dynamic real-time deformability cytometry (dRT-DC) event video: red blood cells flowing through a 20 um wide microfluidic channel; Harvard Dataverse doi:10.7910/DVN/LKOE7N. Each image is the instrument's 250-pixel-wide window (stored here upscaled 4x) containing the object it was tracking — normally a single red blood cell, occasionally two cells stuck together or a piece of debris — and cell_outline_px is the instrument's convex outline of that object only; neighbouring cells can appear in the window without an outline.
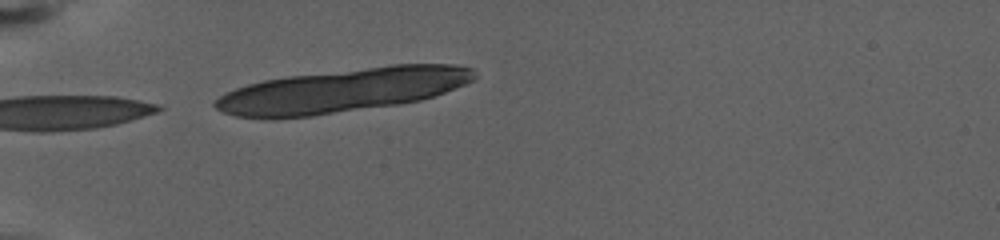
{"species": "human", "species_latin": "Homo sapiens", "temperature_condition": "warm", "stored_images_in_passage": 7, "segment_of_instrument_passage": [1, 2], "camera_frame_rate_fps": 3000, "um_per_image_px": 0.085, "donor": {"sex": "female"}, "frame": {"image": 1, "passage_image": 1, "time_ms": 0.0, "image_size_px": [1000, 240], "cell_outline_px": [[476, 76], [472, 80], [464, 84], [444, 92], [420, 100], [400, 104], [312, 116], [272, 120], [236, 116], [224, 112], [216, 108], [212, 104], [212, 100], [236, 88], [248, 84], [264, 80], [288, 76], [392, 64], [456, 64], [472, 68]], "centroid_in_image_um": [29.06, 7.7], "position_along_channel_um": 55.9, "area_um2": 66.47}}